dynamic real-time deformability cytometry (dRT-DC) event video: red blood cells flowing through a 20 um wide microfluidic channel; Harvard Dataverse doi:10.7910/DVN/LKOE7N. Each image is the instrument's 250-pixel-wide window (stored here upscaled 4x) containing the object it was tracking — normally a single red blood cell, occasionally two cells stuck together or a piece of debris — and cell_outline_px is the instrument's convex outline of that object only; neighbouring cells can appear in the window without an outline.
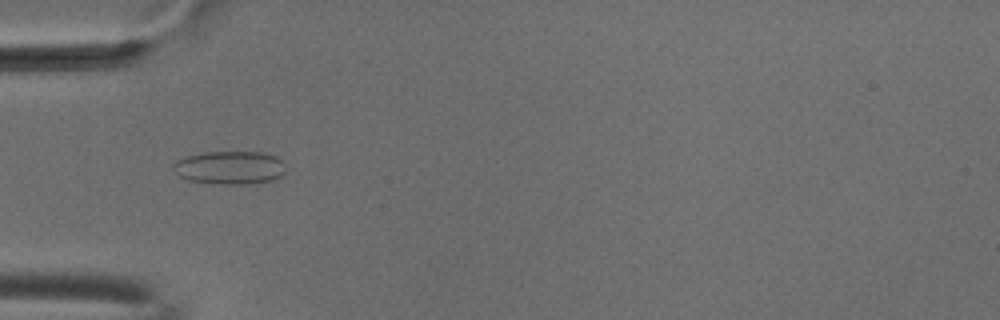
{"species": "common noctule bat (a hibernating species)", "species_latin": "Nyctalus noctula", "temperature_condition": "cold", "stored_images_in_passage": 53, "camera_frame_rate_fps": 3000, "um_per_image_px": 0.085, "animal": {"sex": "male", "body_mass_g": 18.8}, "frame": {"image": 1, "passage_image": 17, "time_ms": 5.333, "image_size_px": [1000, 320], "cell_outline_px": [[284, 172], [280, 176], [272, 180], [244, 184], [216, 184], [188, 180], [180, 176], [172, 168], [172, 164], [176, 160], [184, 156], [204, 152], [264, 152], [276, 156], [284, 164]], "centroid_in_image_um": [19.49, 14.24], "position_along_channel_um": 65.5, "area_um2": 21.85}}
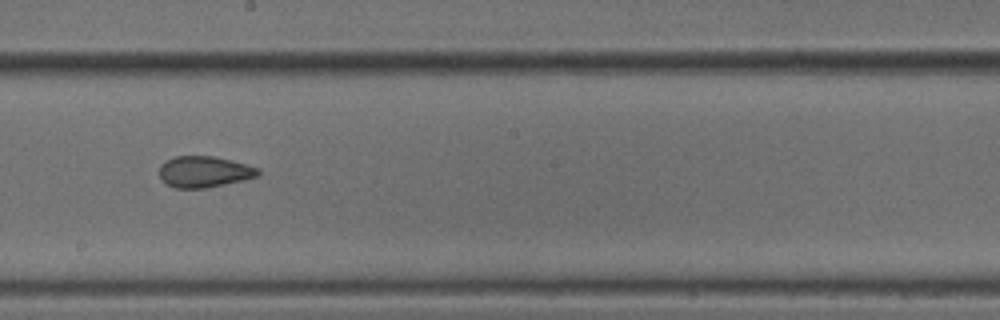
{"frame": {"image": 2, "passage_image": 30, "time_ms": 9.667, "image_size_px": [1000, 320], "cell_outline_px": [[260, 172], [256, 176], [244, 180], [204, 188], [176, 188], [160, 180], [160, 164], [164, 160], [176, 156], [212, 156], [232, 160], [248, 164], [260, 168]], "centroid_in_image_um": [17.35, 14.59], "position_along_channel_um": 230.9, "area_um2": 18.03}}
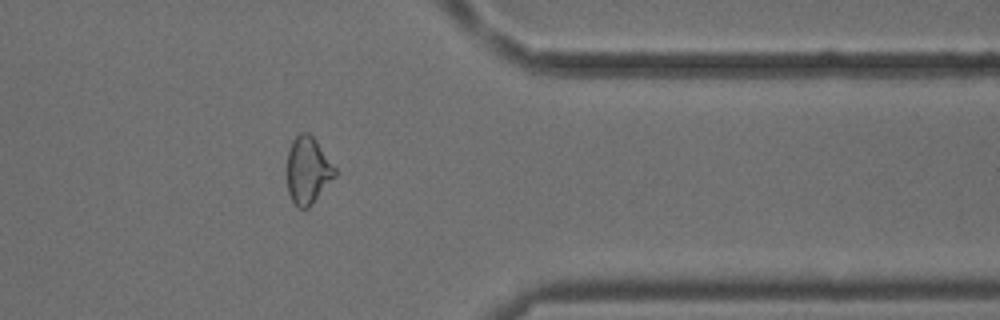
{"frame": {"image": 3, "passage_image": 43, "time_ms": 14.0, "image_size_px": [1000, 320], "cell_outline_px": [[336, 176], [312, 204], [308, 208], [300, 208], [292, 200], [288, 192], [288, 152], [292, 140], [300, 132], [308, 132], [316, 140], [336, 168]], "centroid_in_image_um": [26.18, 14.47], "position_along_channel_um": 385.2, "area_um2": 18.55}, "authors_computed_cell_mechanics": {"area_um2": 19.4786, "velocity_mm_per_s": 3.8266, "shape_relaxation_time_tau1_ms": null, "shape_relaxation_time_tau2_ms": 1.5754, "deformation_change_tau1": null, "deformation_change_tau2": 0.079}}